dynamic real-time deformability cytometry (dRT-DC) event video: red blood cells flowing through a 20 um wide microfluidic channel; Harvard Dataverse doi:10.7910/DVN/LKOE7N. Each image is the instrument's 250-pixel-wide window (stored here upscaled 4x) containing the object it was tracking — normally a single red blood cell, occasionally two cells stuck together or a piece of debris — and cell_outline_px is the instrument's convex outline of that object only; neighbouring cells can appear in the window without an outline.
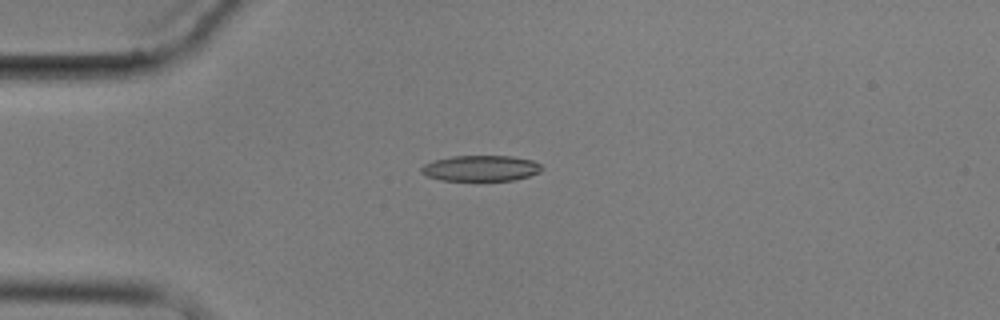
{"species": "common noctule bat (a hibernating species)", "species_latin": "Nyctalus noctula", "temperature_condition": "cold", "stored_images_in_passage": 8, "camera_frame_rate_fps": 3000, "um_per_image_px": 0.085, "animal": {"sex": "male", "body_mass_g": 17.9}, "frame": {"image": 1, "passage_image": 5, "time_ms": 4.667, "image_size_px": [1000, 320], "cell_outline_px": [[544, 168], [540, 172], [528, 176], [512, 180], [440, 180], [428, 176], [420, 172], [420, 168], [424, 164], [432, 160], [452, 156], [512, 156], [532, 160], [540, 164]], "centroid_in_image_um": [40.85, 14.29], "position_along_channel_um": 44.1, "area_um2": 18.09}}
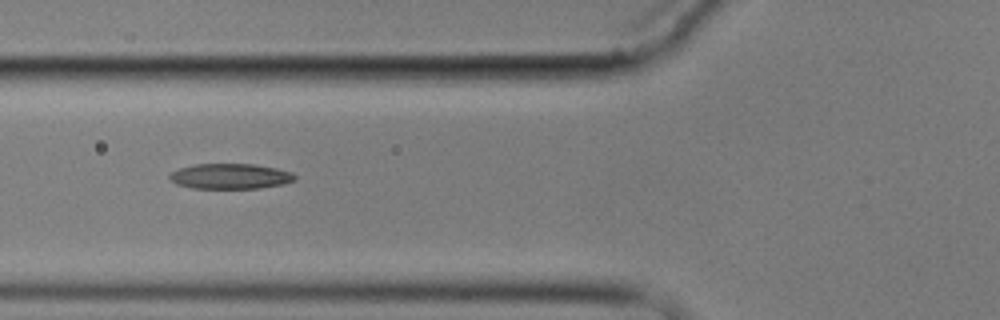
{"frame": {"image": 2, "passage_image": 7, "time_ms": 7.0, "image_size_px": [1000, 320], "cell_outline_px": [[296, 180], [284, 184], [260, 188], [192, 188], [176, 184], [168, 176], [172, 172], [180, 168], [196, 164], [256, 164], [276, 168], [292, 172], [296, 176]], "centroid_in_image_um": [19.61, 14.98], "position_along_channel_um": 106.2, "area_um2": 18.5}}
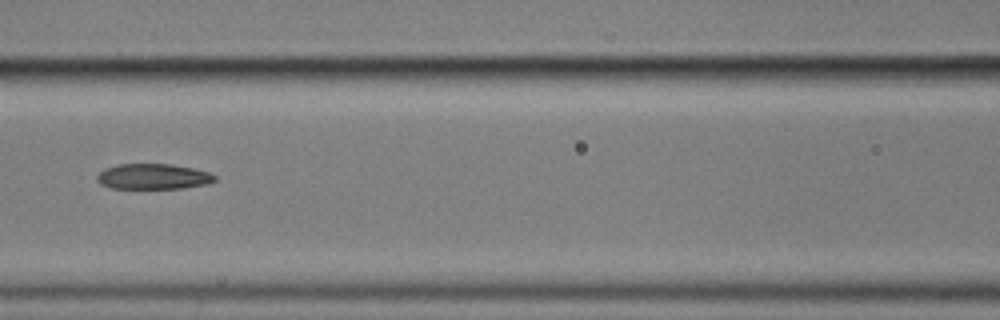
{"frame": {"image": 3, "passage_image": 8, "time_ms": 8.333, "image_size_px": [1000, 320], "cell_outline_px": [[216, 180], [208, 184], [180, 188], [112, 188], [100, 184], [96, 180], [96, 176], [104, 168], [116, 164], [172, 164], [192, 168], [208, 172], [216, 176]], "centroid_in_image_um": [12.99, 15.0], "position_along_channel_um": 153.6, "area_um2": 17.51}}